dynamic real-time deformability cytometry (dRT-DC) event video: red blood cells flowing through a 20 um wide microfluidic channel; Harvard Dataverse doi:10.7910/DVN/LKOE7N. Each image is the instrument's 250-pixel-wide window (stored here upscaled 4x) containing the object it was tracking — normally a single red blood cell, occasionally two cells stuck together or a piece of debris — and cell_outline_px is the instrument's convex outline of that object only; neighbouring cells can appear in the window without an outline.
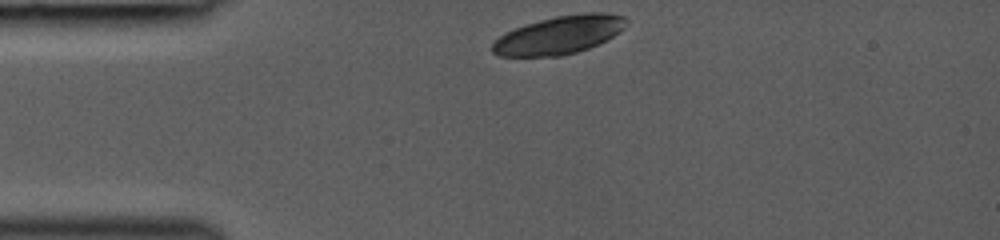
{"species": "common noctule bat (a hibernating species)", "species_latin": "Nyctalus noctula", "temperature_condition": "room temperature", "stored_images_in_passage": 31, "camera_frame_rate_fps": 3000, "um_per_image_px": 0.085, "animal": {"sex": "female", "body_mass_g": 19.0, "forearm_length_mm": 53.3}, "frame": {"image": 1, "passage_image": 1, "time_ms": 0.0, "image_size_px": [1000, 240], "cell_outline_px": [[628, 24], [624, 28], [612, 36], [588, 48], [576, 52], [560, 56], [500, 56], [492, 52], [492, 44], [504, 32], [540, 20], [556, 16], [588, 12], [604, 12], [624, 16], [628, 20]], "centroid_in_image_um": [47.54, 2.96], "position_along_channel_um": 37.5, "area_um2": 29.48}}
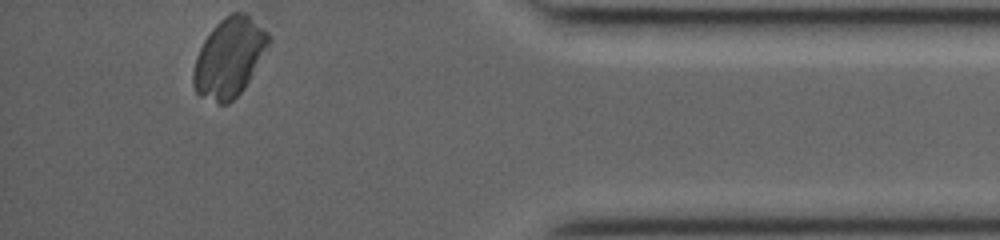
{"frame": {"image": 2, "passage_image": 31, "time_ms": 10.0, "image_size_px": [1000, 240], "cell_outline_px": [[272, 40], [244, 88], [228, 104], [220, 104], [200, 96], [196, 92], [192, 80], [192, 76], [196, 56], [204, 40], [212, 28], [220, 20], [232, 12], [244, 12], [268, 32], [272, 36]], "centroid_in_image_um": [19.48, 4.88], "position_along_channel_um": 415.7, "area_um2": 34.45}}